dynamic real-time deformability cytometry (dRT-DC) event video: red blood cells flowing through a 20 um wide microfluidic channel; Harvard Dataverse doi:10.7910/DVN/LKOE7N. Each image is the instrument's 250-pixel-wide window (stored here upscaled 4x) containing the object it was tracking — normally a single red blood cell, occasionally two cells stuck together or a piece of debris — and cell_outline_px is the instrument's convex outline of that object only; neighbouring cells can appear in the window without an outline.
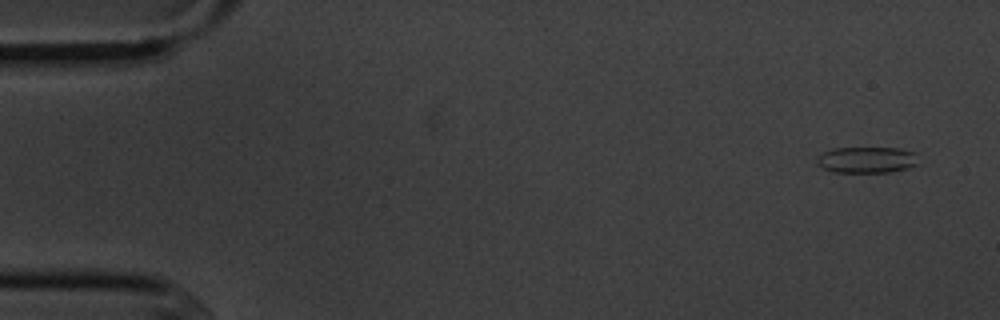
{"species": "common noctule bat (a hibernating species)", "species_latin": "Nyctalus noctula", "temperature_condition": "cold", "stored_images_in_passage": 10, "camera_frame_rate_fps": 3000, "um_per_image_px": 0.085, "animal": {"sex": "male", "body_mass_g": 20.1, "forearm_length_mm": 53.5}, "frame": {"image": 1, "passage_image": 1, "time_ms": 0.0, "image_size_px": [1000, 320], "cell_outline_px": [[916, 164], [908, 168], [888, 172], [836, 172], [824, 168], [816, 164], [816, 160], [824, 152], [832, 148], [900, 148], [912, 152]], "centroid_in_image_um": [73.62, 13.59], "position_along_channel_um": 11.4, "area_um2": 15.14}}
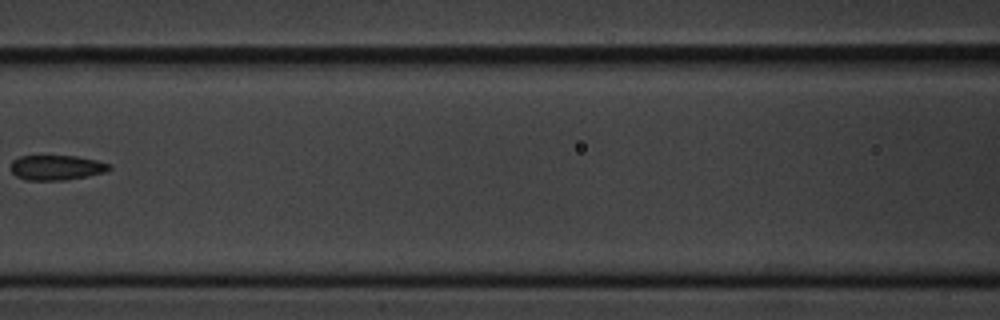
{"frame": {"image": 2, "passage_image": 7, "time_ms": 7.333, "image_size_px": [1000, 320], "cell_outline_px": [[112, 168], [104, 172], [88, 176], [64, 180], [24, 180], [16, 176], [12, 172], [12, 160], [20, 156], [76, 156], [96, 160], [112, 164]], "centroid_in_image_um": [4.82, 14.24], "position_along_channel_um": 161.8, "area_um2": 14.33}}
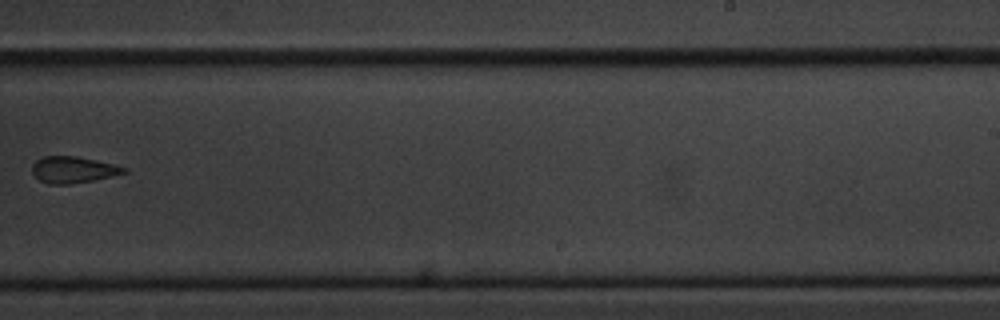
{"frame": {"image": 3, "passage_image": 10, "time_ms": 10.667, "image_size_px": [1000, 320], "cell_outline_px": [[128, 172], [112, 176], [92, 180], [68, 184], [48, 184], [40, 180], [32, 172], [32, 164], [36, 160], [44, 156], [76, 156], [96, 160], [128, 168]], "centroid_in_image_um": [6.21, 14.42], "position_along_channel_um": 282.8, "area_um2": 14.05}}